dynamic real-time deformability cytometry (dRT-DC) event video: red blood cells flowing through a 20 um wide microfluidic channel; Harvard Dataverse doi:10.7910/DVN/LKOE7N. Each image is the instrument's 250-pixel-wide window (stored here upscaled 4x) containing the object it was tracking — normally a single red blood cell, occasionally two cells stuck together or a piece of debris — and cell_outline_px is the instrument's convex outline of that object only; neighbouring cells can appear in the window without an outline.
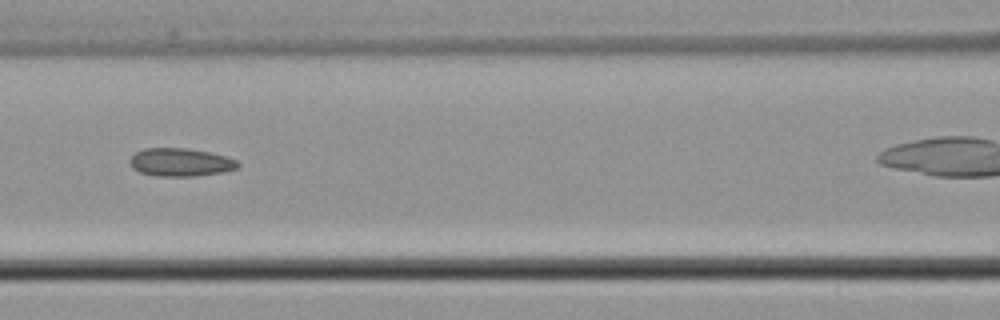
{"species": "common noctule bat (a hibernating species)", "species_latin": "Nyctalus noctula", "temperature_condition": "cold", "stored_images_in_passage": 5, "segment_of_instrument_passage": [1, 2], "camera_frame_rate_fps": 3000, "um_per_image_px": 0.085, "animal": {"sex": "male", "body_mass_g": 21.5, "forearm_length_mm": 52.0}, "frame": {"image": 1, "passage_image": 4, "time_ms": 1.0, "image_size_px": [1000, 320], "cell_outline_px": [[240, 164], [236, 168], [220, 172], [196, 176], [156, 176], [140, 172], [132, 168], [128, 164], [128, 160], [136, 152], [144, 148], [188, 148], [208, 152], [224, 156], [236, 160]], "centroid_in_image_um": [15.28, 13.79], "position_along_channel_um": 151.3, "area_um2": 17.63}}